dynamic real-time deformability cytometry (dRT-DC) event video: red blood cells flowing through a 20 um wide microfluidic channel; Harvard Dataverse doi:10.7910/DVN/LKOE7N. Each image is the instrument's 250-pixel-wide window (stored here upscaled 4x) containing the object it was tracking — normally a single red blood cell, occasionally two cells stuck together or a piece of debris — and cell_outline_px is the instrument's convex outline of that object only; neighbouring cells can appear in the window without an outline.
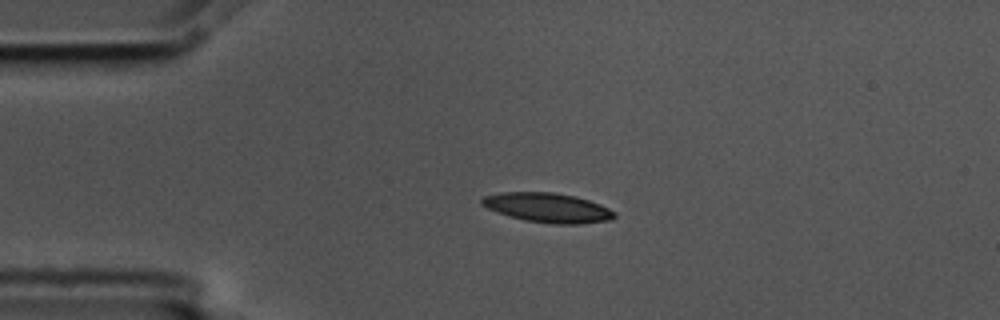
{"species": "common noctule bat (a hibernating species)", "species_latin": "Nyctalus noctula", "temperature_condition": "cold", "stored_images_in_passage": 3, "camera_frame_rate_fps": 3000, "um_per_image_px": 0.085, "animal": {"sex": "male", "body_mass_g": 17.5, "forearm_length_mm": 52.3}, "frame": {"image": 1, "passage_image": 1, "time_ms": 0.0, "image_size_px": [1000, 320], "cell_outline_px": [[616, 216], [612, 220], [580, 224], [552, 224], [524, 220], [508, 216], [496, 212], [480, 204], [480, 200], [484, 196], [500, 192], [552, 192], [576, 196], [600, 204], [616, 212]], "centroid_in_image_um": [46.55, 17.66], "position_along_channel_um": 38.4, "area_um2": 23.0}}